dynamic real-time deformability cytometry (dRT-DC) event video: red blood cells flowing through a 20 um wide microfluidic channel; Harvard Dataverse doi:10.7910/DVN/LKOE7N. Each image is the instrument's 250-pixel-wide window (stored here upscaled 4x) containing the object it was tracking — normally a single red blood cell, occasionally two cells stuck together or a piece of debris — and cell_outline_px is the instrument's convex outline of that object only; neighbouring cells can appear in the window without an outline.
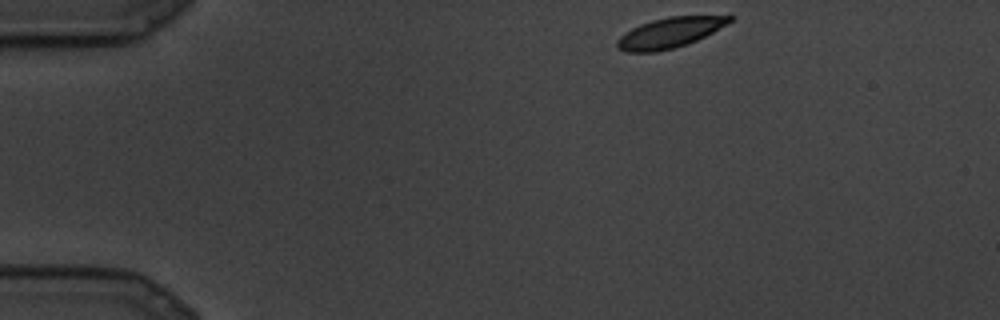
{"species": "common noctule bat (a hibernating species)", "species_latin": "Nyctalus noctula", "temperature_condition": "cold", "stored_images_in_passage": 8, "camera_frame_rate_fps": 3000, "um_per_image_px": 0.085, "animal": {"sex": "male", "body_mass_g": 19.5, "forearm_length_mm": 54.6}, "frame": {"image": 1, "passage_image": 1, "time_ms": 0.0, "image_size_px": [1000, 320], "cell_outline_px": [[736, 16], [732, 20], [712, 32], [688, 44], [656, 52], [624, 52], [616, 44], [616, 40], [620, 36], [632, 28], [640, 24], [652, 20], [668, 16]], "centroid_in_image_um": [56.88, 2.78], "position_along_channel_um": 28.1, "area_um2": 19.54}}
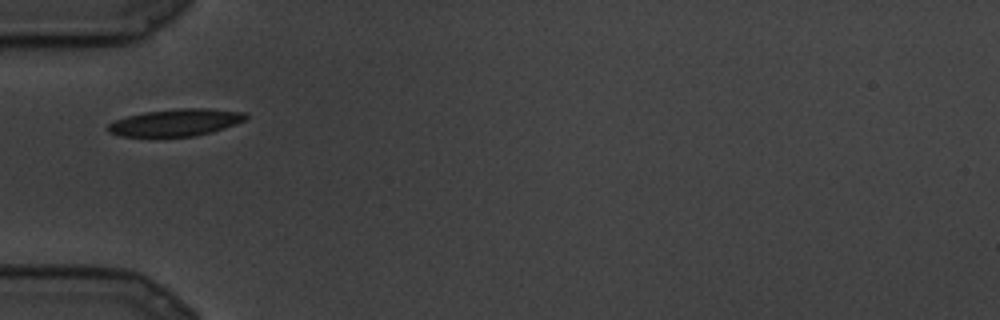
{"frame": {"image": 2, "passage_image": 5, "time_ms": 1.333, "image_size_px": [1000, 320], "cell_outline_px": [[248, 116], [244, 120], [236, 124], [212, 132], [192, 136], [120, 136], [108, 132], [104, 128], [108, 124], [116, 120], [128, 116], [144, 112], [176, 108], [208, 108], [244, 112]], "centroid_in_image_um": [14.92, 10.4], "position_along_channel_um": 70.1, "area_um2": 21.73}}
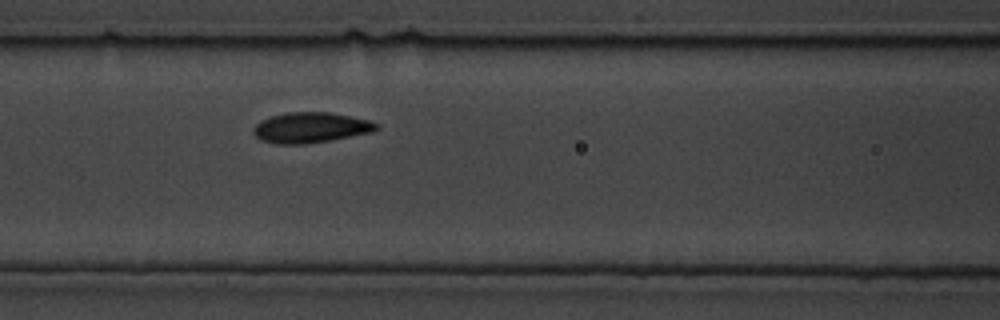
{"frame": {"image": 3, "passage_image": 8, "time_ms": 2.333, "image_size_px": [1000, 320], "cell_outline_px": [[380, 128], [372, 132], [328, 140], [304, 144], [276, 144], [260, 140], [252, 132], [252, 128], [260, 120], [272, 116], [288, 112], [328, 112], [372, 120], [380, 124]], "centroid_in_image_um": [26.41, 10.84], "position_along_channel_um": 140.2, "area_um2": 21.91}}